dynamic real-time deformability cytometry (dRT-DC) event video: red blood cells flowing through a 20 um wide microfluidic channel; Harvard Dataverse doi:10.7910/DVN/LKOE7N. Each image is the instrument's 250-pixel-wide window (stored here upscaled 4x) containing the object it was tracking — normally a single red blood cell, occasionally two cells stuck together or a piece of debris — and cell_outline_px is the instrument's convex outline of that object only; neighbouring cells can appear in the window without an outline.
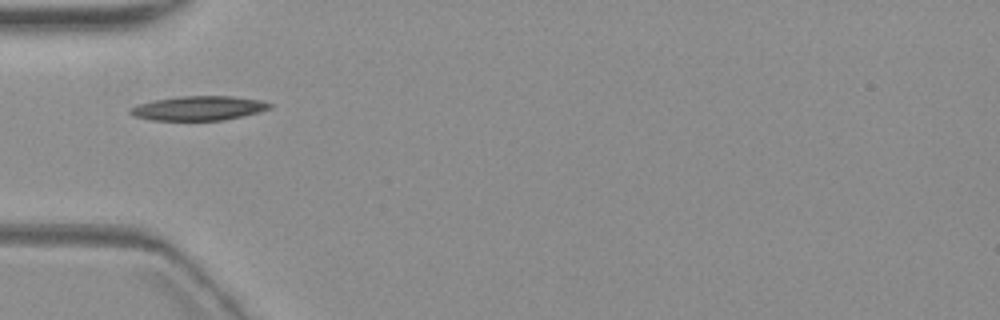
{"species": "common noctule bat (a hibernating species)", "species_latin": "Nyctalus noctula", "temperature_condition": "warm", "stored_images_in_passage": 3, "camera_frame_rate_fps": 3000, "um_per_image_px": 0.085, "animal": {"sex": "female", "body_mass_g": 19.3, "forearm_length_mm": 54.1}, "frame": {"image": 1, "passage_image": 1, "time_ms": 0.0, "image_size_px": [1000, 320], "cell_outline_px": [[272, 108], [260, 112], [224, 120], [152, 120], [136, 116], [128, 112], [128, 108], [136, 104], [152, 100], [180, 96], [232, 96], [260, 100], [272, 104]], "centroid_in_image_um": [16.87, 9.19], "position_along_channel_um": 68.1, "area_um2": 19.88}}
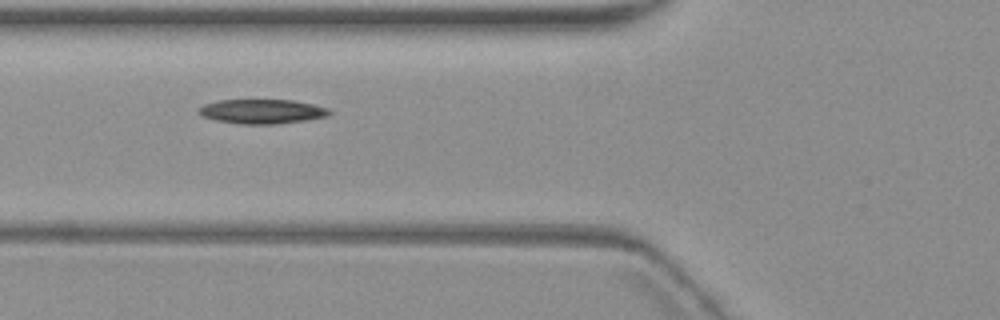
{"frame": {"image": 2, "passage_image": 2, "time_ms": 1.0, "image_size_px": [1000, 320], "cell_outline_px": [[332, 112], [328, 116], [304, 120], [276, 124], [240, 124], [216, 120], [204, 116], [196, 112], [196, 108], [204, 104], [220, 100], [292, 100], [312, 104], [328, 108]], "centroid_in_image_um": [22.24, 9.47], "position_along_channel_um": 103.6, "area_um2": 18.55}}
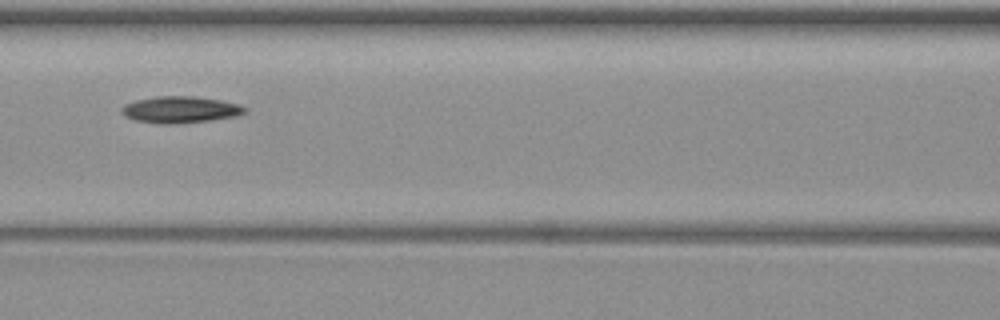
{"frame": {"image": 3, "passage_image": 3, "time_ms": 2.333, "image_size_px": [1000, 320], "cell_outline_px": [[248, 112], [236, 116], [212, 120], [176, 124], [160, 124], [136, 120], [124, 116], [120, 112], [120, 108], [124, 104], [136, 100], [156, 96], [192, 96], [220, 100], [240, 104], [248, 108]], "centroid_in_image_um": [15.33, 9.32], "position_along_channel_um": 151.3, "area_um2": 19.36}}